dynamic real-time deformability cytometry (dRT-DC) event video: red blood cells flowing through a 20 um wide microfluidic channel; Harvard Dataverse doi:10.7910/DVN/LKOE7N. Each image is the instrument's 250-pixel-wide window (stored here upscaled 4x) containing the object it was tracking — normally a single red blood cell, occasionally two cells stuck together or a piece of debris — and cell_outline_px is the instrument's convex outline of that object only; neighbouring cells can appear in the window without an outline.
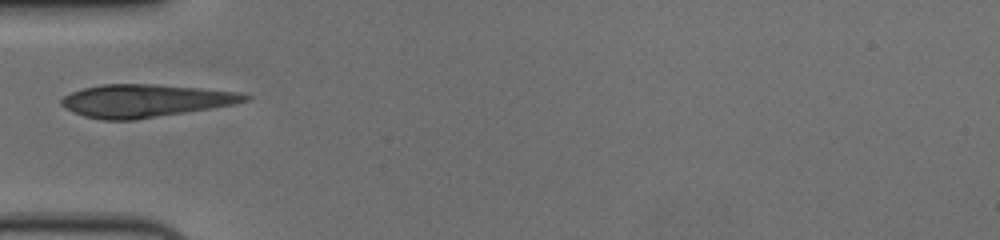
{"species": "human", "species_latin": "Homo sapiens", "temperature_condition": "cold", "stored_images_in_passage": 33, "camera_frame_rate_fps": 3000, "um_per_image_px": 0.085, "donor": {"sex": "female"}, "frame": {"image": 1, "passage_image": 1, "time_ms": 0.0, "image_size_px": [1000, 240], "cell_outline_px": [[252, 96], [248, 100], [236, 104], [136, 120], [104, 120], [84, 116], [72, 112], [64, 108], [60, 104], [60, 100], [64, 96], [72, 92], [84, 88], [100, 84], [156, 84], [200, 88], [240, 92]], "centroid_in_image_um": [12.34, 8.56], "position_along_channel_um": 72.7, "area_um2": 35.2}}
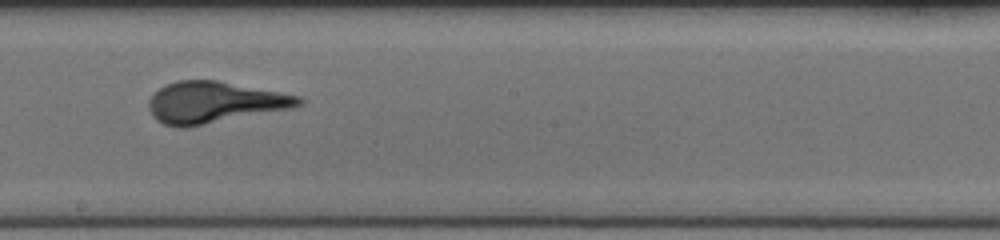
{"frame": {"image": 2, "passage_image": 14, "time_ms": 4.333, "image_size_px": [1000, 240], "cell_outline_px": [[304, 104], [292, 108], [184, 128], [176, 128], [164, 124], [156, 120], [152, 116], [148, 108], [148, 100], [160, 88], [176, 80], [216, 80], [280, 92], [300, 96], [304, 100]], "centroid_in_image_um": [18.21, 8.71], "position_along_channel_um": 230.0, "area_um2": 36.13}}
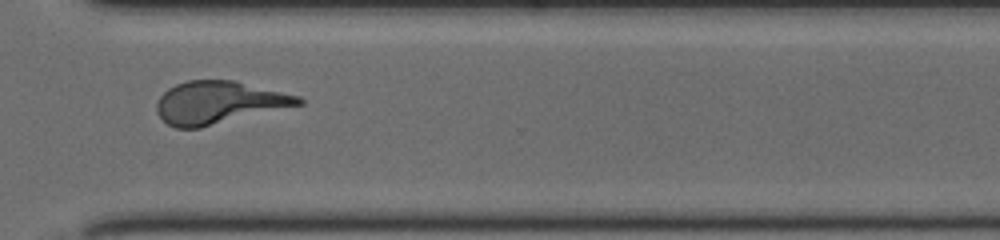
{"frame": {"image": 3, "passage_image": 24, "time_ms": 7.667, "image_size_px": [1000, 240], "cell_outline_px": [[304, 104], [200, 128], [176, 128], [168, 124], [156, 112], [156, 104], [160, 96], [168, 88], [176, 84], [188, 80], [232, 80], [300, 96], [304, 100]], "centroid_in_image_um": [18.59, 8.72], "position_along_channel_um": 352.0, "area_um2": 35.08}}